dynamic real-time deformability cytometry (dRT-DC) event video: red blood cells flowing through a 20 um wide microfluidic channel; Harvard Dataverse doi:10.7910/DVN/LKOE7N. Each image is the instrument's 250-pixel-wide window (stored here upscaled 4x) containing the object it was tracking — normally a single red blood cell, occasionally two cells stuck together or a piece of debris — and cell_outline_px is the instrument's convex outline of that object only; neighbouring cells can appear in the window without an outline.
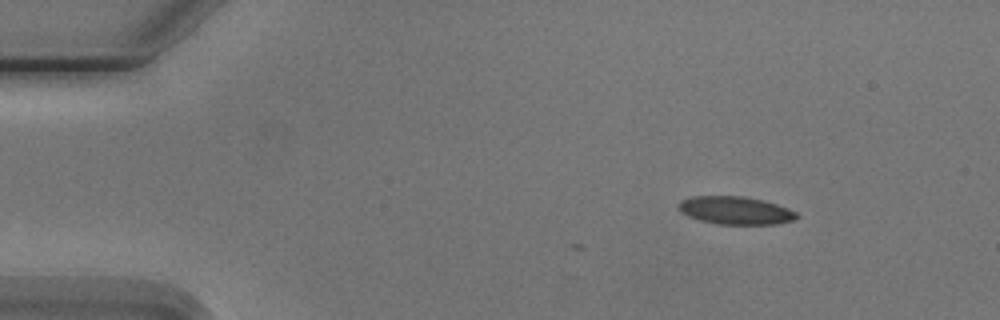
{"species": "Egyptian fruit bat (a non-hibernating species)", "species_latin": "Rousettus aegyptiacus", "temperature_condition": "cold", "stored_images_in_passage": 5, "camera_frame_rate_fps": 3000, "um_per_image_px": 0.085, "animal": {"sex": "male"}, "frame": {"image": 1, "passage_image": 2, "time_ms": 2.0, "image_size_px": [1000, 320], "cell_outline_px": [[800, 216], [796, 220], [776, 224], [716, 224], [700, 220], [688, 216], [680, 212], [676, 208], [676, 204], [680, 200], [692, 196], [744, 196], [776, 204], [788, 208], [796, 212]], "centroid_in_image_um": [62.48, 17.89], "position_along_channel_um": 22.5, "area_um2": 19.42}}
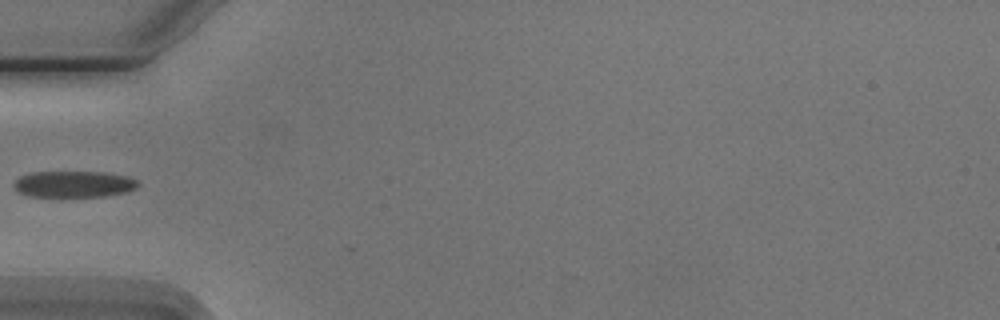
{"frame": {"image": 2, "passage_image": 5, "time_ms": 5.667, "image_size_px": [1000, 320], "cell_outline_px": [[140, 184], [136, 188], [128, 192], [104, 196], [64, 200], [28, 196], [16, 192], [12, 184], [20, 176], [32, 172], [104, 172], [128, 176], [136, 180]], "centroid_in_image_um": [6.22, 15.71], "position_along_channel_um": 78.8, "area_um2": 20.29}}